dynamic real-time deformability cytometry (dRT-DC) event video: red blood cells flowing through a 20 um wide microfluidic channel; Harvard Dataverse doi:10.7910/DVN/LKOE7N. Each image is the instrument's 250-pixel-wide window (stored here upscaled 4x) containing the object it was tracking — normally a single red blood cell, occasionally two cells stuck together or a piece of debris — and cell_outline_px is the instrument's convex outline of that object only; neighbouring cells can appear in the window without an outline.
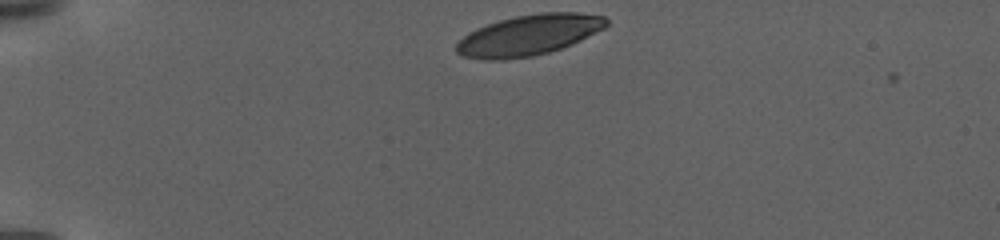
{"species": "human", "species_latin": "Homo sapiens", "temperature_condition": "warm", "stored_images_in_passage": 72, "camera_frame_rate_fps": 3000, "um_per_image_px": 0.085, "donor": {"sex": "female"}, "frame": {"image": 1, "passage_image": 1, "time_ms": 0.0, "image_size_px": [1000, 240], "cell_outline_px": [[608, 24], [604, 28], [572, 44], [548, 52], [532, 56], [504, 60], [484, 60], [460, 56], [456, 52], [456, 44], [468, 32], [476, 28], [500, 20], [516, 16], [540, 12], [576, 12], [604, 16], [608, 20]], "centroid_in_image_um": [44.92, 2.99], "position_along_channel_um": 40.1, "area_um2": 35.49}}
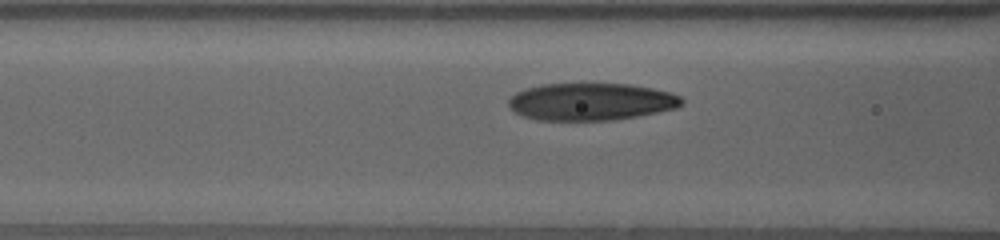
{"frame": {"image": 2, "passage_image": 24, "time_ms": 4.667, "image_size_px": [1000, 240], "cell_outline_px": [[684, 104], [676, 108], [636, 116], [612, 120], [536, 120], [524, 116], [516, 112], [508, 104], [508, 100], [516, 92], [524, 88], [544, 84], [632, 84], [672, 92], [680, 96], [684, 100]], "centroid_in_image_um": [50.26, 8.64], "position_along_channel_um": 116.3, "area_um2": 37.63}}
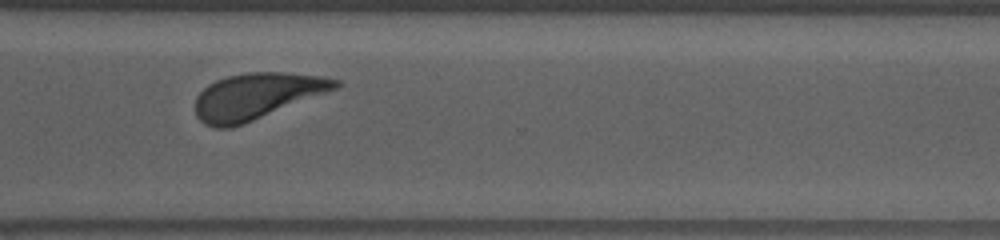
{"frame": {"image": 3, "passage_image": 71, "time_ms": 12.667, "image_size_px": [1000, 240], "cell_outline_px": [[340, 84], [336, 88], [244, 124], [232, 128], [216, 128], [204, 124], [196, 116], [196, 96], [208, 84], [216, 80], [228, 76], [248, 72], [284, 72], [320, 76], [340, 80]], "centroid_in_image_um": [21.76, 8.17], "position_along_channel_um": 348.8, "area_um2": 37.28}}